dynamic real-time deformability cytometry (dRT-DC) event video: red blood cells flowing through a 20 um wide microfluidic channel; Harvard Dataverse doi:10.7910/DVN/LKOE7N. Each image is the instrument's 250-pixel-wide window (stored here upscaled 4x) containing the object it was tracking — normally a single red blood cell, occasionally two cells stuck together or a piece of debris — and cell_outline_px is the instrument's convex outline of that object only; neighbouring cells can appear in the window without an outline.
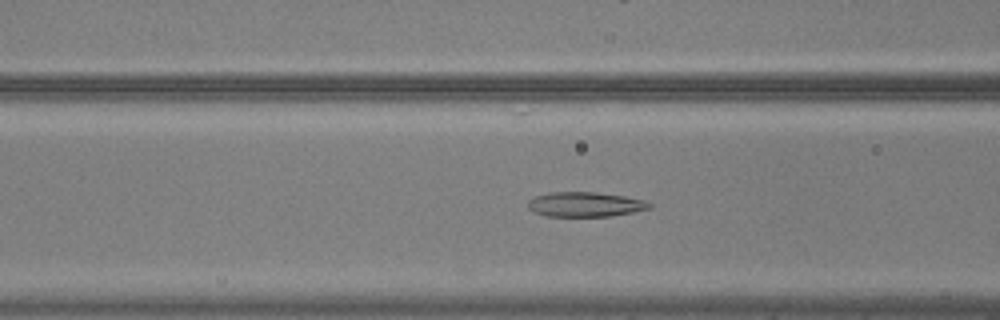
{"species": "common noctule bat (a hibernating species)", "species_latin": "Nyctalus noctula", "temperature_condition": "warm", "stored_images_in_passage": 36, "camera_frame_rate_fps": 3000, "um_per_image_px": 0.085, "animal": {"sex": "male", "body_mass_g": 20.5, "forearm_length_mm": 52.5}, "frame": {"image": 1, "passage_image": 17, "time_ms": 5.333, "image_size_px": [1000, 320], "cell_outline_px": [[652, 208], [612, 216], [548, 216], [532, 212], [528, 208], [528, 200], [536, 196], [548, 192], [596, 192], [624, 196], [644, 200], [652, 204]], "centroid_in_image_um": [49.73, 17.37], "position_along_channel_um": 116.9, "area_um2": 17.57}}
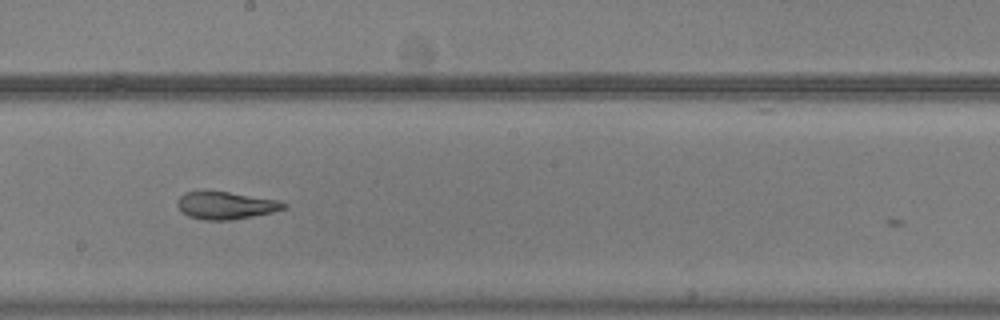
{"frame": {"image": 2, "passage_image": 26, "time_ms": 8.333, "image_size_px": [1000, 320], "cell_outline_px": [[288, 208], [272, 212], [232, 220], [204, 220], [188, 216], [176, 204], [176, 200], [184, 192], [228, 192], [280, 200], [288, 204]], "centroid_in_image_um": [19.23, 17.47], "position_along_channel_um": 229.0, "area_um2": 16.94}}
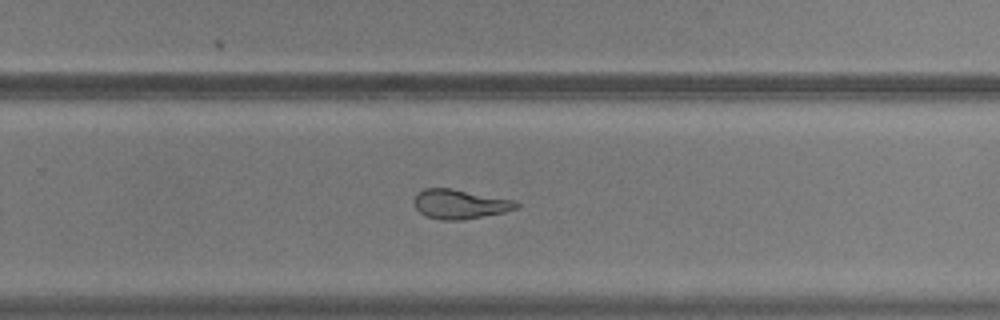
{"frame": {"image": 3, "passage_image": 31, "time_ms": 10.0, "image_size_px": [1000, 320], "cell_outline_px": [[520, 208], [504, 212], [460, 220], [440, 220], [428, 216], [420, 212], [416, 208], [412, 200], [416, 192], [424, 188], [452, 188], [512, 200], [520, 204]], "centroid_in_image_um": [39.05, 17.34], "position_along_channel_um": 290.8, "area_um2": 17.51}}